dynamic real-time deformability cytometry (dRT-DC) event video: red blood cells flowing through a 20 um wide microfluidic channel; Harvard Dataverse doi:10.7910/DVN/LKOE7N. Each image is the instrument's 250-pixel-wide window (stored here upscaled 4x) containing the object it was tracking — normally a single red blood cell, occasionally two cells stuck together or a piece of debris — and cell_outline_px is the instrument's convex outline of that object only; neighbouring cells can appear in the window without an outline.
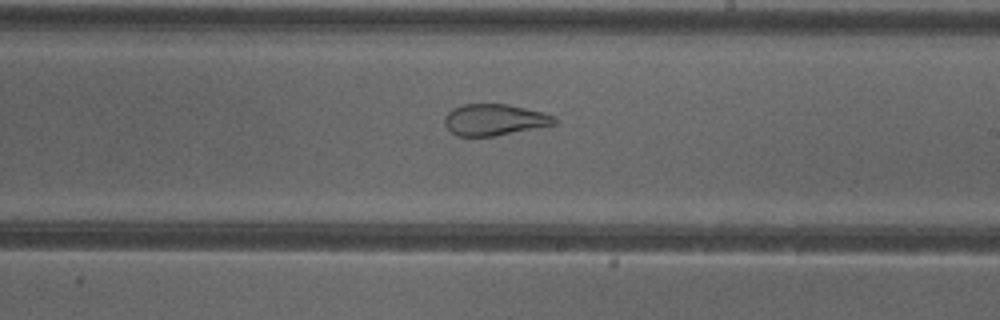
{"species": "common noctule bat (a hibernating species)", "species_latin": "Nyctalus noctula", "temperature_condition": "cold", "stored_images_in_passage": 51, "camera_frame_rate_fps": 3000, "um_per_image_px": 0.085, "animal": {"sex": "female"}, "frame": {"image": 1, "passage_image": 30, "time_ms": 9.667, "image_size_px": [1000, 320], "cell_outline_px": [[556, 124], [492, 136], [456, 136], [444, 124], [444, 116], [452, 108], [464, 104], [508, 104], [544, 112], [556, 116]], "centroid_in_image_um": [42.02, 10.17], "position_along_channel_um": 247.0, "area_um2": 20.06}, "authors_computed_cell_mechanics": {"area_um2": 27.9752, "velocity_mm_per_s": 3.9757, "shape_relaxation_time_tau1_ms": null, "shape_relaxation_time_tau2_ms": 1.0981, "deformation_change_tau1": null, "deformation_change_tau2": 0.0902}}